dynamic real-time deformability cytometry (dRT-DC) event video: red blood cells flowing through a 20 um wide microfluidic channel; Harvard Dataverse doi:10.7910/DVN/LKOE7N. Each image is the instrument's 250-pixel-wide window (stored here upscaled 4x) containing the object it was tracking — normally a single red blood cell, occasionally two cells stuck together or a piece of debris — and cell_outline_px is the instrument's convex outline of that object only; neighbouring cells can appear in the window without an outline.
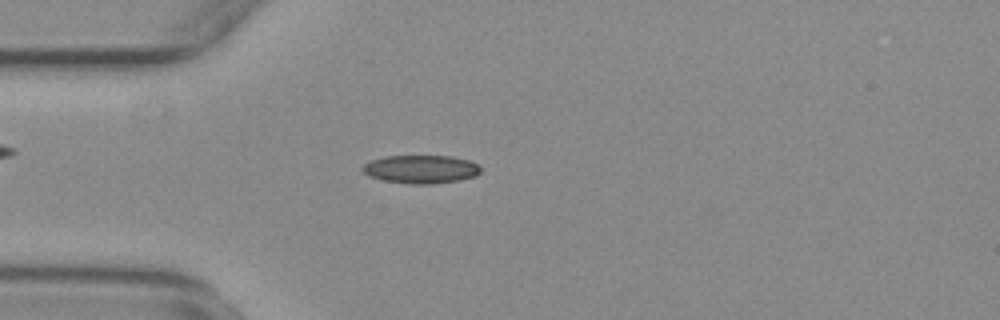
{"species": "common noctule bat (a hibernating species)", "species_latin": "Nyctalus noctula", "temperature_condition": "warm", "stored_images_in_passage": 54, "camera_frame_rate_fps": 3000, "um_per_image_px": 0.085, "animal": {"sex": "female", "body_mass_g": 29.2, "forearm_length_mm": 56.3}, "frame": {"image": 1, "passage_image": 14, "time_ms": 4.333, "image_size_px": [1000, 320], "cell_outline_px": [[480, 172], [476, 176], [460, 180], [432, 184], [408, 184], [384, 180], [368, 176], [360, 168], [364, 164], [372, 160], [384, 156], [452, 156], [468, 160], [476, 164], [480, 168]], "centroid_in_image_um": [35.76, 14.39], "position_along_channel_um": 49.2, "area_um2": 19.48}}
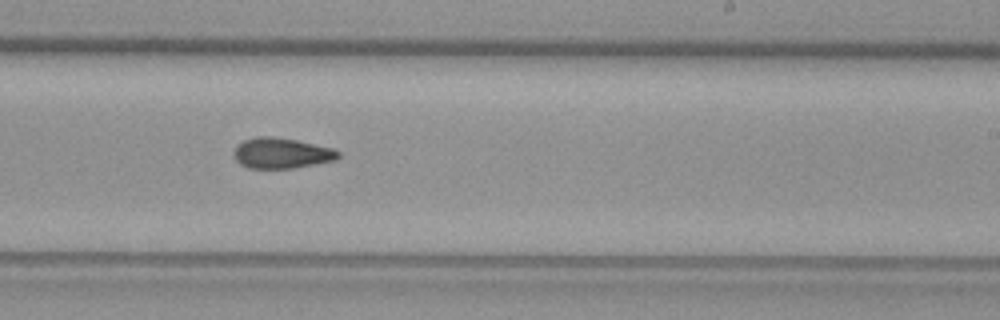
{"frame": {"image": 2, "passage_image": 32, "time_ms": 10.333, "image_size_px": [1000, 320], "cell_outline_px": [[340, 156], [336, 160], [292, 168], [248, 168], [240, 164], [236, 160], [232, 152], [236, 144], [244, 140], [256, 136], [272, 136], [296, 140], [332, 148], [340, 152]], "centroid_in_image_um": [23.88, 13.01], "position_along_channel_um": 265.1, "area_um2": 18.67}}
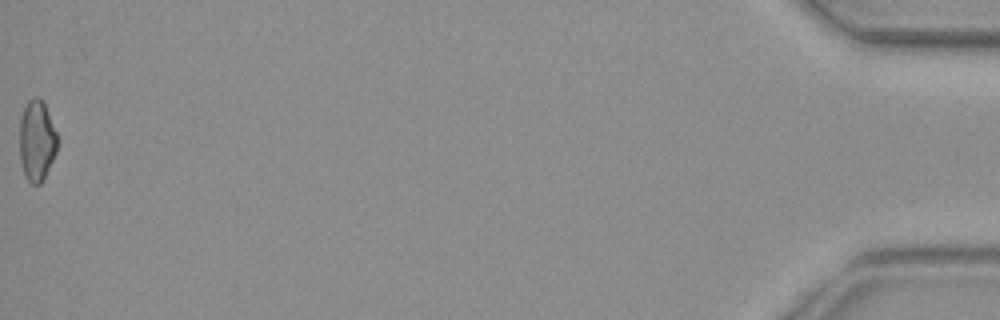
{"frame": {"image": 3, "passage_image": 54, "time_ms": 17.667, "image_size_px": [1000, 320], "cell_outline_px": [[56, 152], [40, 184], [32, 184], [24, 176], [20, 160], [20, 120], [24, 108], [28, 100], [32, 96], [40, 96], [44, 104], [56, 132]], "centroid_in_image_um": [3.1, 11.93], "position_along_channel_um": 432.1, "area_um2": 17.51}, "authors_computed_cell_mechanics": {"area_um2": 18.3804, "velocity_mm_per_s": 3.7739, "shape_relaxation_time_tau1_ms": null, "shape_relaxation_time_tau2_ms": 4.6126, "deformation_change_tau1": null, "deformation_change_tau2": 0.1}}